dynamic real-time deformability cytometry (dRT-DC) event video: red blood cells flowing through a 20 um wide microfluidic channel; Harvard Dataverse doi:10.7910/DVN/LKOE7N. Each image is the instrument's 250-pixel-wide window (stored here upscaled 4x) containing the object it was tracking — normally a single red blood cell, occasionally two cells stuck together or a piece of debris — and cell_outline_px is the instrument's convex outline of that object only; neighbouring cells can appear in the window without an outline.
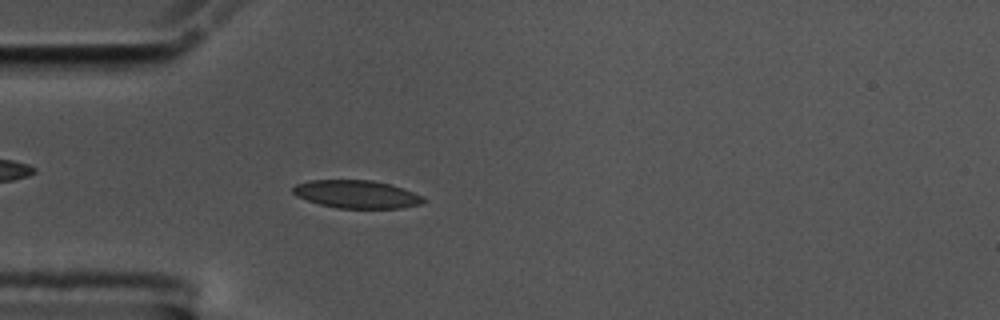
{"species": "common noctule bat (a hibernating species)", "species_latin": "Nyctalus noctula", "temperature_condition": "cold", "stored_images_in_passage": 57, "camera_frame_rate_fps": 3000, "um_per_image_px": 0.085, "animal": {"sex": "male", "body_mass_g": 17.5, "forearm_length_mm": 52.3}, "frame": {"image": 1, "passage_image": 16, "time_ms": 5.0, "image_size_px": [1000, 320], "cell_outline_px": [[428, 200], [424, 204], [400, 208], [336, 208], [320, 204], [296, 196], [292, 192], [292, 188], [296, 184], [308, 180], [372, 180], [388, 184], [424, 196]], "centroid_in_image_um": [30.33, 16.51], "position_along_channel_um": 54.7, "area_um2": 21.27}}
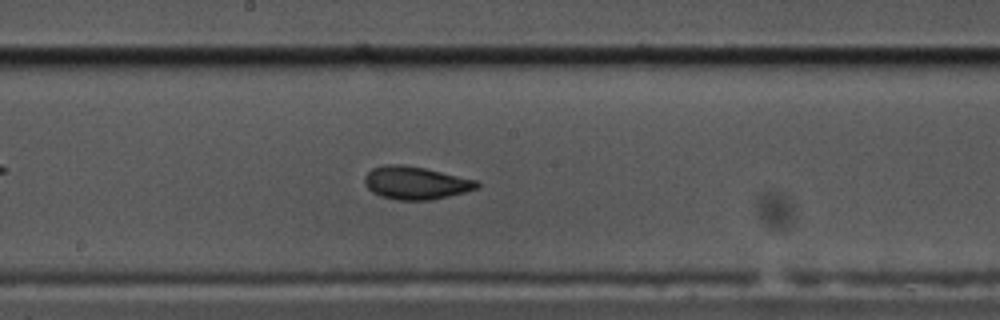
{"frame": {"image": 2, "passage_image": 30, "time_ms": 9.667, "image_size_px": [1000, 320], "cell_outline_px": [[480, 188], [432, 200], [396, 200], [380, 196], [372, 192], [364, 184], [364, 176], [372, 168], [384, 164], [404, 164], [424, 168], [480, 180]], "centroid_in_image_um": [35.35, 15.54], "position_along_channel_um": 212.9, "area_um2": 21.85}}
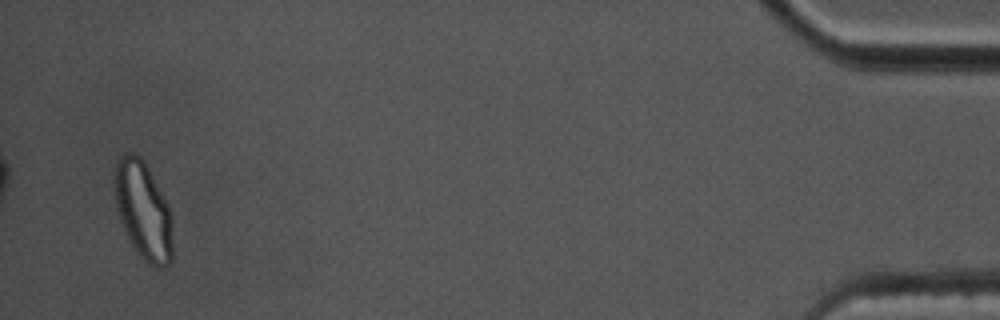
{"frame": {"image": 3, "passage_image": 55, "time_ms": 18.0, "image_size_px": [1000, 320], "cell_outline_px": [[172, 260], [164, 268], [156, 268], [148, 264], [136, 252], [120, 220], [116, 208], [112, 180], [112, 176], [116, 160], [124, 152], [132, 152], [140, 156], [144, 160], [168, 204], [172, 212]], "centroid_in_image_um": [12.15, 17.86], "position_along_channel_um": 423.0, "area_um2": 33.87}, "authors_computed_cell_mechanics": {"area_um2": 21.1548, "velocity_mm_per_s": 3.5159, "shape_relaxation_time_tau1_ms": 4.6158, "shape_relaxation_time_tau2_ms": 2.3596, "deformation_change_tau1": 0.1318, "deformation_change_tau2": 0.0606}}